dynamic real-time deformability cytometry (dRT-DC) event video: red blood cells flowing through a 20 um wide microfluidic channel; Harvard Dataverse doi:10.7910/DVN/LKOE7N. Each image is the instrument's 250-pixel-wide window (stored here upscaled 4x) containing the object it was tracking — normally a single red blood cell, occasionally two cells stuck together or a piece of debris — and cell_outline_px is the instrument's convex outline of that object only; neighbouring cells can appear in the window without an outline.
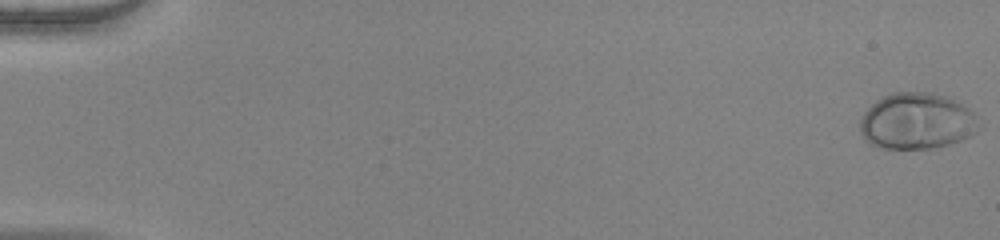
{"species": "human", "species_latin": "Homo sapiens", "temperature_condition": "warm", "stored_images_in_passage": 54, "camera_frame_rate_fps": 3000, "um_per_image_px": 0.085, "donor": {"sex": "female"}, "frame": {"image": 1, "passage_image": 1, "time_ms": 0.0, "image_size_px": [1000, 240], "cell_outline_px": [[984, 128], [972, 136], [948, 144], [932, 148], [884, 148], [872, 144], [860, 132], [860, 120], [864, 112], [876, 100], [892, 92], [932, 92], [948, 96], [964, 104], [976, 116]], "centroid_in_image_um": [78.0, 10.28], "position_along_channel_um": 7.0, "area_um2": 39.3}}
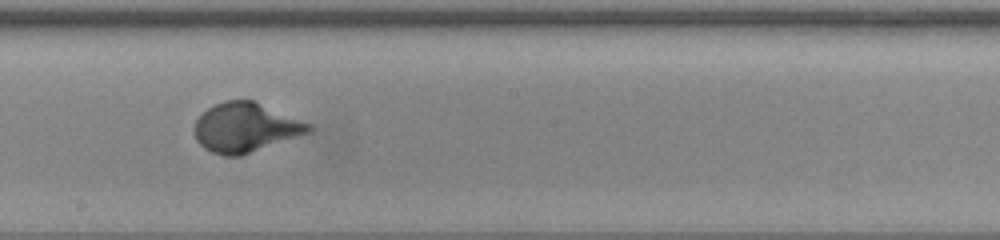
{"frame": {"image": 2, "passage_image": 32, "time_ms": 10.333, "image_size_px": [1000, 240], "cell_outline_px": [[316, 128], [312, 132], [240, 156], [224, 156], [212, 152], [204, 148], [196, 140], [192, 128], [196, 120], [208, 108], [224, 100], [252, 100], [312, 124]], "centroid_in_image_um": [20.88, 10.85], "position_along_channel_um": 227.3, "area_um2": 33.0}}
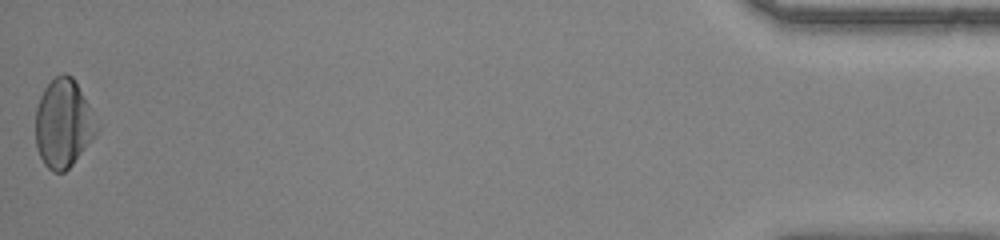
{"frame": {"image": 3, "passage_image": 54, "time_ms": 17.667, "image_size_px": [1000, 240], "cell_outline_px": [[100, 128], [96, 136], [72, 164], [64, 172], [52, 172], [44, 164], [36, 148], [36, 108], [40, 96], [44, 88], [56, 76], [64, 72], [72, 76], [88, 104]], "centroid_in_image_um": [5.39, 10.51], "position_along_channel_um": 429.8, "area_um2": 31.44}, "authors_computed_cell_mechanics": {"area_um2": 32.4547, "velocity_mm_per_s": 3.9307, "shape_relaxation_time_tau1_ms": 2.7029, "shape_relaxation_time_tau2_ms": null, "deformation_change_tau1": 0.1992, "deformation_change_tau2": null}}